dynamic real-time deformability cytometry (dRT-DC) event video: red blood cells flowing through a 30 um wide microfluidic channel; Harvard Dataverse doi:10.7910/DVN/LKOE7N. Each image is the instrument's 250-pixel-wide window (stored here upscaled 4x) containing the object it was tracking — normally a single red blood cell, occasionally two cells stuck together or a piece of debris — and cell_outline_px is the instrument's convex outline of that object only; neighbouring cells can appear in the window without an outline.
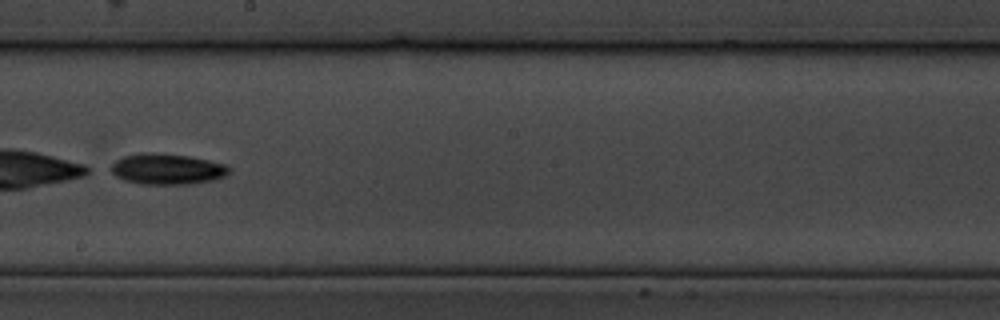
{"species": "common noctule bat (a hibernating species)", "species_latin": "Nyctalus noctula", "temperature_condition": "cold", "stored_images_in_passage": 56, "camera_frame_rate_fps": 3000, "um_per_image_px": 0.085, "animal": {"sex": "male", "body_mass_g": 19.5, "forearm_length_mm": 54.6}, "frame": {"image": 1, "passage_image": 32, "time_ms": 10.333, "image_size_px": [1000, 320], "cell_outline_px": [[228, 176], [216, 180], [188, 184], [140, 184], [124, 180], [108, 172], [112, 164], [116, 160], [124, 156], [144, 152], [152, 152], [188, 156], [208, 160], [224, 164], [228, 168]], "centroid_in_image_um": [14.17, 14.37], "position_along_channel_um": 234.0, "area_um2": 21.33}}
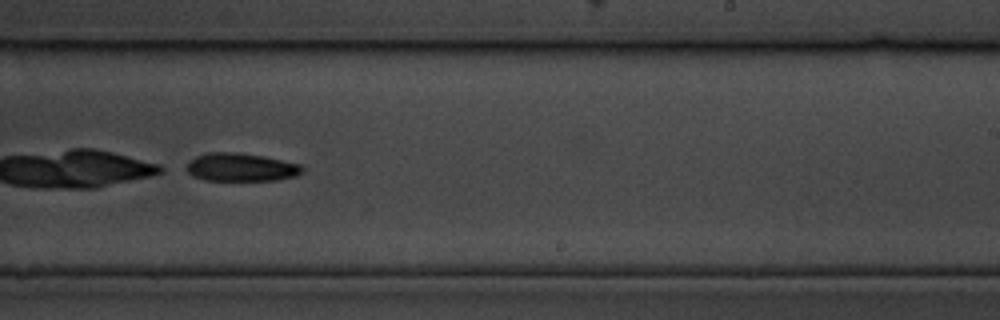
{"frame": {"image": 2, "passage_image": 35, "time_ms": 11.333, "image_size_px": [1000, 320], "cell_outline_px": [[304, 172], [296, 176], [276, 180], [204, 180], [192, 176], [188, 172], [188, 164], [196, 156], [208, 152], [232, 152], [264, 156], [300, 164], [304, 168]], "centroid_in_image_um": [20.52, 14.22], "position_along_channel_um": 268.5, "area_um2": 18.9}}
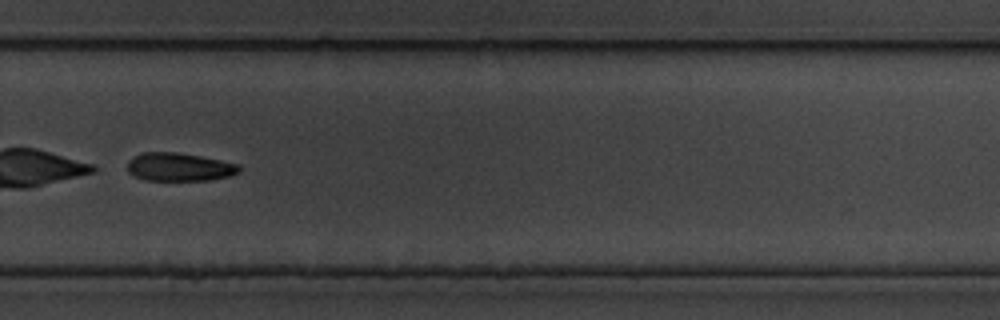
{"frame": {"image": 3, "passage_image": 39, "time_ms": 12.667, "image_size_px": [1000, 320], "cell_outline_px": [[240, 172], [228, 176], [212, 180], [144, 180], [132, 176], [128, 172], [128, 160], [144, 152], [176, 152], [200, 156], [240, 164]], "centroid_in_image_um": [15.23, 14.2], "position_along_channel_um": 314.6, "area_um2": 18.44}}